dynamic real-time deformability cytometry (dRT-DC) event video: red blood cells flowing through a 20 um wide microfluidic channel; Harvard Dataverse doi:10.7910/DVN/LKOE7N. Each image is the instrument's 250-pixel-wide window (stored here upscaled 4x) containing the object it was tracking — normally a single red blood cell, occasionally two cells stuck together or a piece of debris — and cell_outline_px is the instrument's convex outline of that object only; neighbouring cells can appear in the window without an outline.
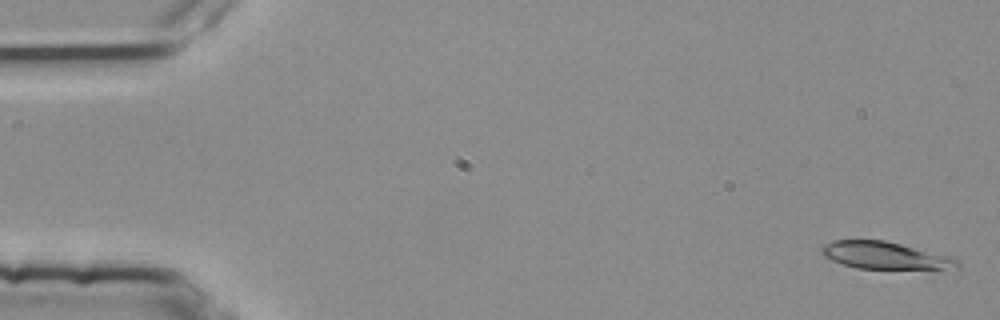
{"species": "common noctule bat (a hibernating species)", "species_latin": "Nyctalus noctula", "temperature_condition": "room temperature", "stored_images_in_passage": 3, "camera_frame_rate_fps": 3000, "um_per_image_px": 0.085, "animal": {"sex": "female", "body_mass_g": 25.1}, "frame": {"image": 1, "passage_image": 1, "time_ms": 0.0, "image_size_px": [1000, 320], "cell_outline_px": [[960, 264], [940, 268], [856, 268], [832, 260], [824, 256], [820, 252], [820, 248], [824, 244], [836, 240], [884, 240], [948, 256], [960, 260]], "centroid_in_image_um": [75.1, 21.69], "position_along_channel_um": 9.9, "area_um2": 20.75}}
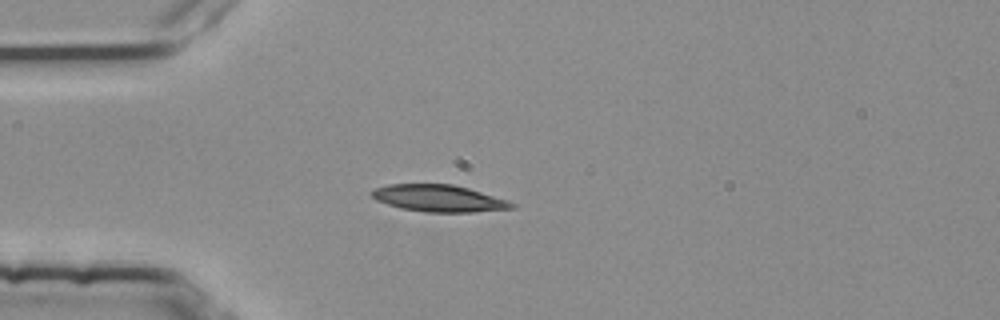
{"frame": {"image": 2, "passage_image": 3, "time_ms": 0.667, "image_size_px": [1000, 320], "cell_outline_px": [[516, 208], [472, 212], [428, 212], [400, 208], [376, 200], [368, 192], [376, 188], [388, 184], [452, 184], [468, 188], [516, 204]], "centroid_in_image_um": [37.25, 16.86], "position_along_channel_um": 47.8, "area_um2": 21.68}}